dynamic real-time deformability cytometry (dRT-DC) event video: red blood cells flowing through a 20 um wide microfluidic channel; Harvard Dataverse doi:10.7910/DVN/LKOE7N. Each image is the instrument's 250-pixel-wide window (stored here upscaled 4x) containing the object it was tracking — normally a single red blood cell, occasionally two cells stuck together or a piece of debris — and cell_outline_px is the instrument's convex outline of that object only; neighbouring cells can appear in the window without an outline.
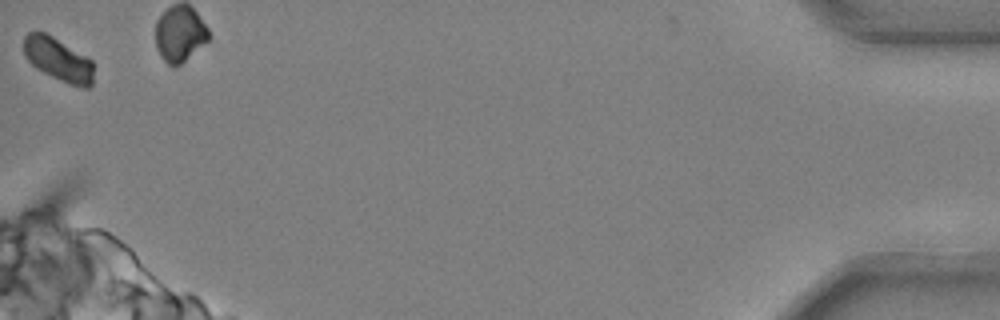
{"species": "common noctule bat (a hibernating species)", "species_latin": "Nyctalus noctula", "temperature_condition": "cold", "stored_images_in_passage": 40, "camera_frame_rate_fps": 3000, "um_per_image_px": 0.085, "animal": {"sex": "male", "body_mass_g": 20.4}, "frame": {"image": 1, "passage_image": 40, "time_ms": 13.0, "image_size_px": [1000, 320], "cell_outline_px": [[92, 84], [88, 88], [84, 88], [68, 84], [36, 68], [24, 56], [24, 36], [28, 32], [44, 32], [52, 36], [92, 60]], "centroid_in_image_um": [4.93, 5.05], "position_along_channel_um": 430.3, "area_um2": 17.4}, "authors_computed_cell_mechanics": {"area_um2": 19.7676, "velocity_mm_per_s": 3.6909, "shape_relaxation_time_tau1_ms": 6.1968, "shape_relaxation_time_tau2_ms": null, "deformation_change_tau1": 0.113, "deformation_change_tau2": null}}